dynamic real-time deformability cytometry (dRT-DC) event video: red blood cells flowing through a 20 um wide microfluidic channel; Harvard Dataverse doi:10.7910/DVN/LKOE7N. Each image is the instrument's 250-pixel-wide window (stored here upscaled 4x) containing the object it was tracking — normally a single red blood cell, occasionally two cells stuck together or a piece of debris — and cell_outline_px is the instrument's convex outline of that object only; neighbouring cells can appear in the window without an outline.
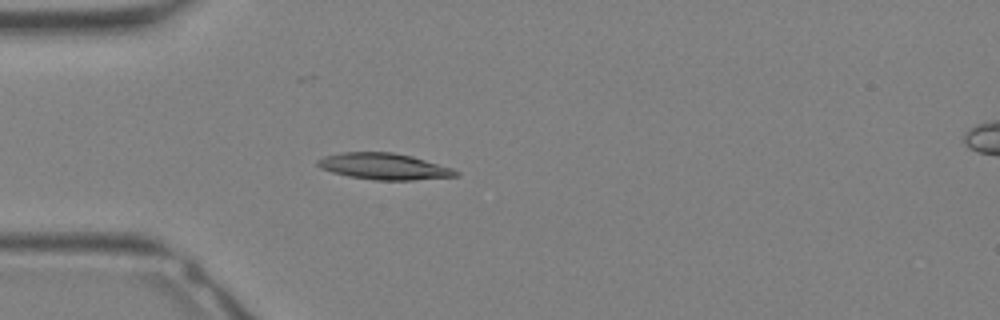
{"species": "Egyptian fruit bat (a non-hibernating species)", "species_latin": "Rousettus aegyptiacus", "temperature_condition": "warm", "stored_images_in_passage": 26, "camera_frame_rate_fps": 3000, "um_per_image_px": 0.085, "animal": {"sex": "female"}, "frame": {"image": 1, "passage_image": 6, "time_ms": 1.667, "image_size_px": [1000, 320], "cell_outline_px": [[460, 176], [412, 180], [376, 180], [348, 176], [332, 172], [320, 168], [316, 164], [316, 160], [324, 156], [340, 152], [392, 152], [412, 156], [452, 168], [460, 172]], "centroid_in_image_um": [32.63, 14.14], "position_along_channel_um": 52.4, "area_um2": 21.27}}
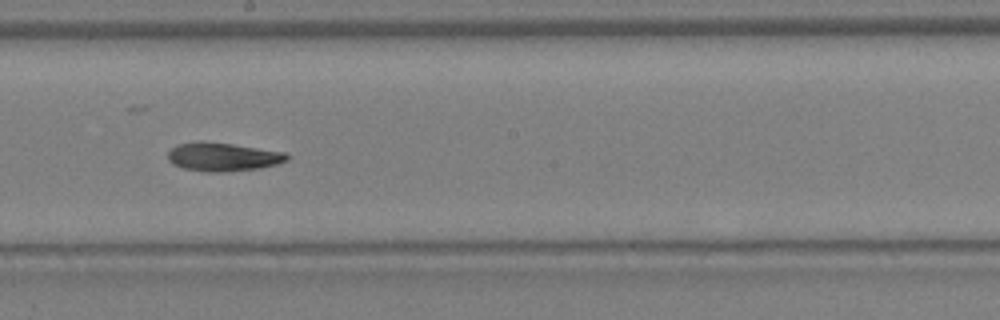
{"frame": {"image": 2, "passage_image": 15, "time_ms": 4.667, "image_size_px": [1000, 320], "cell_outline_px": [[288, 160], [276, 164], [260, 168], [224, 172], [208, 172], [184, 168], [172, 164], [168, 160], [168, 152], [176, 144], [196, 140], [232, 144], [288, 152]], "centroid_in_image_um": [18.93, 13.32], "position_along_channel_um": 229.3, "area_um2": 20.0}}
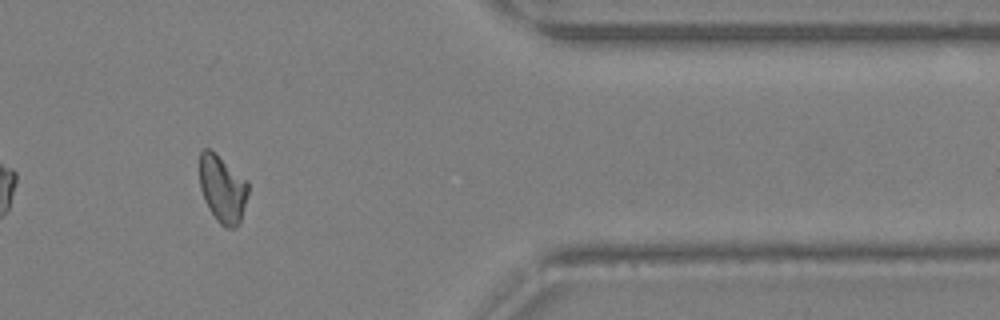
{"frame": {"image": 3, "passage_image": 24, "time_ms": 7.667, "image_size_px": [1000, 320], "cell_outline_px": [[248, 192], [240, 220], [236, 228], [228, 228], [220, 224], [216, 220], [208, 208], [204, 200], [200, 188], [200, 152], [204, 148], [208, 148], [248, 180]], "centroid_in_image_um": [18.9, 16.07], "position_along_channel_um": 392.5, "area_um2": 18.9}}